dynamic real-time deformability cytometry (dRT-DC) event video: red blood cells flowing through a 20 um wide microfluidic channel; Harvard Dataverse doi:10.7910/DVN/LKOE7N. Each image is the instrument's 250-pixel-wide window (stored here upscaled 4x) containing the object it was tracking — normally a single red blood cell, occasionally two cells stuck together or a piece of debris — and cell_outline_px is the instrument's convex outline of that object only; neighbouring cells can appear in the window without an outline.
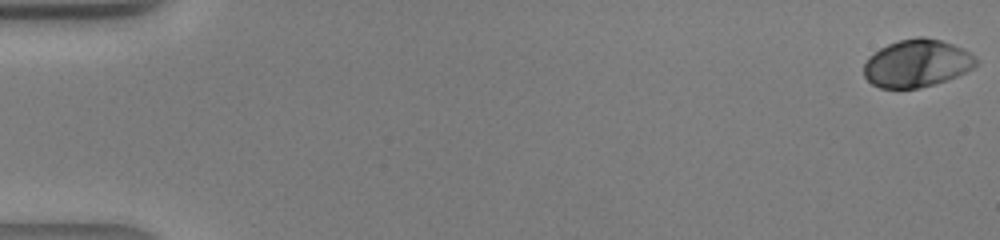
{"species": "human", "species_latin": "Homo sapiens", "temperature_condition": "warm", "stored_images_in_passage": 43, "camera_frame_rate_fps": 3000, "um_per_image_px": 0.085, "donor": {"sex": "male"}, "frame": {"image": 1, "passage_image": 1, "time_ms": 0.0, "image_size_px": [1000, 240], "cell_outline_px": [[980, 60], [972, 68], [956, 76], [920, 88], [880, 88], [872, 84], [864, 76], [864, 64], [868, 56], [880, 48], [888, 44], [900, 40], [920, 36], [924, 36], [940, 40], [952, 44], [968, 52]], "centroid_in_image_um": [77.9, 5.38], "position_along_channel_um": 7.1, "area_um2": 30.87}}
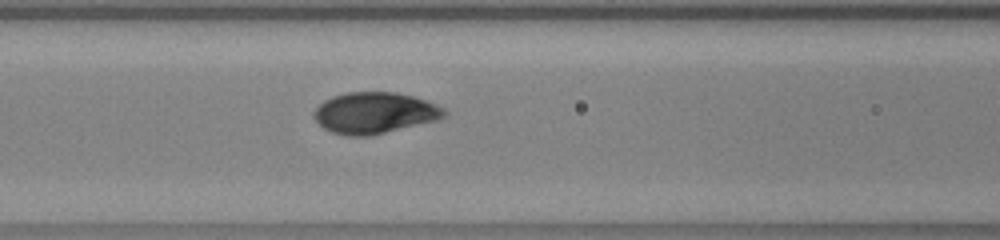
{"frame": {"image": 2, "passage_image": 19, "time_ms": 6.0, "image_size_px": [1000, 240], "cell_outline_px": [[448, 116], [436, 120], [368, 136], [348, 136], [332, 132], [324, 128], [312, 116], [312, 112], [324, 100], [332, 96], [348, 92], [396, 92], [412, 96], [436, 104], [444, 108], [448, 112]], "centroid_in_image_um": [31.83, 9.59], "position_along_channel_um": 134.8, "area_um2": 31.21}}
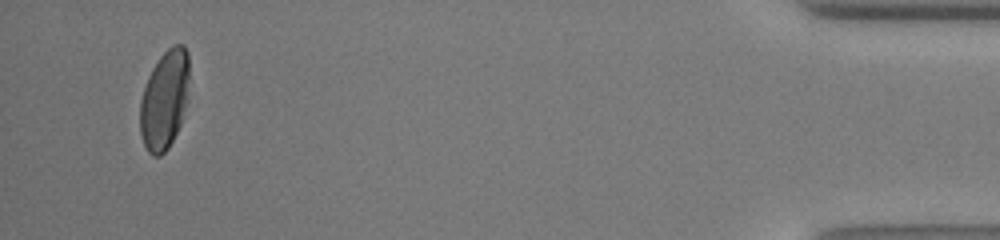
{"frame": {"image": 3, "passage_image": 41, "time_ms": 13.333, "image_size_px": [1000, 240], "cell_outline_px": [[188, 100], [180, 124], [168, 148], [160, 156], [152, 156], [148, 152], [144, 144], [140, 132], [140, 100], [148, 76], [152, 68], [160, 56], [172, 44], [184, 44], [188, 52]], "centroid_in_image_um": [13.98, 8.46], "position_along_channel_um": 421.2, "area_um2": 28.5}}